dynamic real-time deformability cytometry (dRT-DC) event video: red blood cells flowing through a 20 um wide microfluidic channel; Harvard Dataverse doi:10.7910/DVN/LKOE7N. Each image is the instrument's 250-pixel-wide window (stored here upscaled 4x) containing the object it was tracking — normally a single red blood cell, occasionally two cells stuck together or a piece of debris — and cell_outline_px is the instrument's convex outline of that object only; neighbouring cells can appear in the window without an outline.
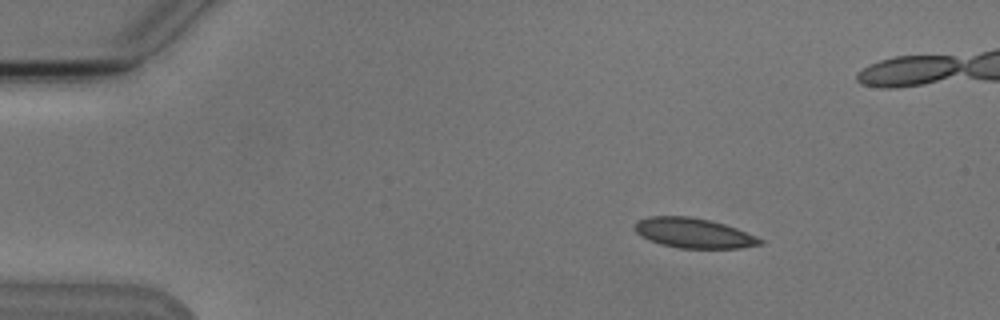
{"species": "Egyptian fruit bat (a non-hibernating species)", "species_latin": "Rousettus aegyptiacus", "temperature_condition": "cold", "stored_images_in_passage": 5, "camera_frame_rate_fps": 3000, "um_per_image_px": 0.085, "animal": {"sex": "male"}, "frame": {"image": 1, "passage_image": 2, "time_ms": 1.0, "image_size_px": [1000, 320], "cell_outline_px": [[764, 244], [740, 248], [680, 248], [660, 244], [648, 240], [640, 236], [632, 228], [636, 220], [648, 216], [688, 216], [708, 220], [724, 224], [736, 228], [756, 236], [764, 240]], "centroid_in_image_um": [58.91, 19.81], "position_along_channel_um": 26.1, "area_um2": 22.02}}